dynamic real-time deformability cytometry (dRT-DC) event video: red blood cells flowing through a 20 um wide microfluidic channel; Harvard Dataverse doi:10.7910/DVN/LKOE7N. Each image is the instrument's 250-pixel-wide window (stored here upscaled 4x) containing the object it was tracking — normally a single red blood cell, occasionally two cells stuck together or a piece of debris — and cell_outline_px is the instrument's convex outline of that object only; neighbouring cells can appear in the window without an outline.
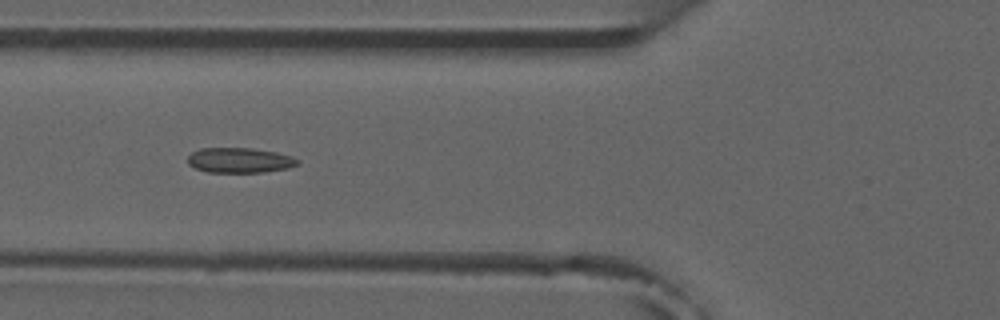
{"species": "common noctule bat (a hibernating species)", "species_latin": "Nyctalus noctula", "temperature_condition": "room temperature", "stored_images_in_passage": 7, "camera_frame_rate_fps": 3000, "um_per_image_px": 0.085, "animal": {"sex": "male", "forearm_length_mm": 52.5}, "frame": {"image": 1, "passage_image": 5, "time_ms": 5.333, "image_size_px": [1000, 320], "cell_outline_px": [[300, 164], [288, 168], [264, 172], [208, 172], [196, 168], [188, 164], [188, 156], [192, 152], [200, 148], [252, 148], [276, 152], [292, 156], [300, 160]], "centroid_in_image_um": [20.4, 13.62], "position_along_channel_um": 105.4, "area_um2": 16.13}}
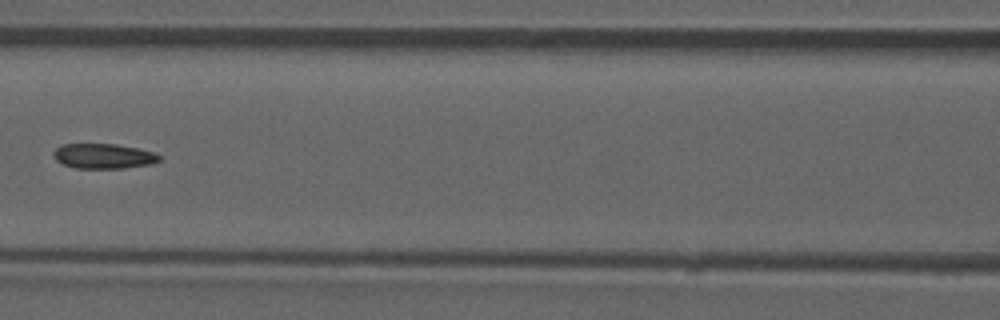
{"frame": {"image": 2, "passage_image": 6, "time_ms": 6.667, "image_size_px": [1000, 320], "cell_outline_px": [[160, 160], [152, 164], [124, 168], [76, 168], [64, 164], [56, 160], [52, 156], [52, 152], [56, 148], [64, 144], [116, 144], [136, 148], [152, 152], [160, 156]], "centroid_in_image_um": [8.77, 13.27], "position_along_channel_um": 157.8, "area_um2": 15.32}}